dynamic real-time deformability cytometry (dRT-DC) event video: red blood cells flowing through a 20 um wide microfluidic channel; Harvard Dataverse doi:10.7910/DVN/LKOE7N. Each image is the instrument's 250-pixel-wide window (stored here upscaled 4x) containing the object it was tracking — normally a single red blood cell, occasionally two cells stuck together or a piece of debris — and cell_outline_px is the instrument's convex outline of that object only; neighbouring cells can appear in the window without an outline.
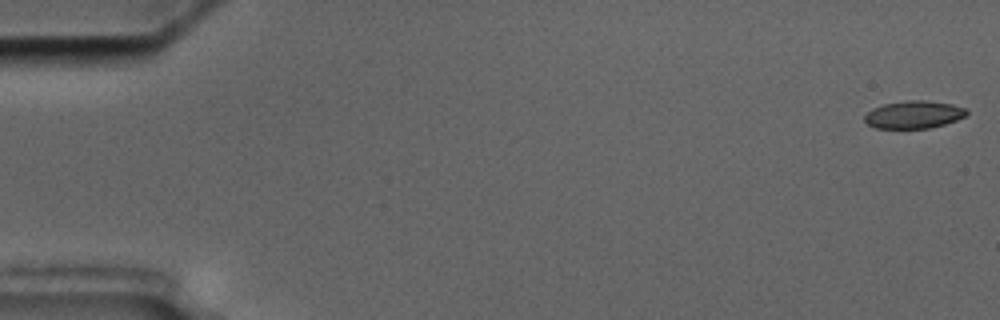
{"species": "common noctule bat (a hibernating species)", "species_latin": "Nyctalus noctula", "temperature_condition": "cold", "stored_images_in_passage": 5, "camera_frame_rate_fps": 3000, "um_per_image_px": 0.085, "animal": {"sex": "male", "body_mass_g": 17.5, "forearm_length_mm": 52.3}, "frame": {"image": 1, "passage_image": 1, "time_ms": 0.0, "image_size_px": [1000, 320], "cell_outline_px": [[968, 112], [964, 116], [956, 120], [944, 124], [928, 128], [876, 128], [868, 124], [864, 120], [864, 116], [872, 108], [884, 104], [908, 100], [924, 100], [952, 104], [968, 108]], "centroid_in_image_um": [77.68, 9.73], "position_along_channel_um": 7.3, "area_um2": 16.36}}
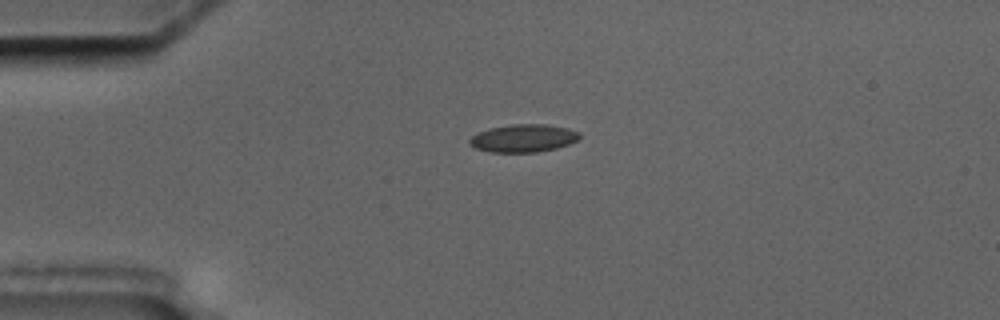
{"frame": {"image": 2, "passage_image": 4, "time_ms": 4.333, "image_size_px": [1000, 320], "cell_outline_px": [[580, 140], [556, 148], [536, 152], [492, 152], [476, 148], [468, 144], [468, 140], [472, 136], [488, 128], [512, 124], [548, 124], [568, 128], [580, 132]], "centroid_in_image_um": [44.51, 11.74], "position_along_channel_um": 40.5, "area_um2": 17.92}}